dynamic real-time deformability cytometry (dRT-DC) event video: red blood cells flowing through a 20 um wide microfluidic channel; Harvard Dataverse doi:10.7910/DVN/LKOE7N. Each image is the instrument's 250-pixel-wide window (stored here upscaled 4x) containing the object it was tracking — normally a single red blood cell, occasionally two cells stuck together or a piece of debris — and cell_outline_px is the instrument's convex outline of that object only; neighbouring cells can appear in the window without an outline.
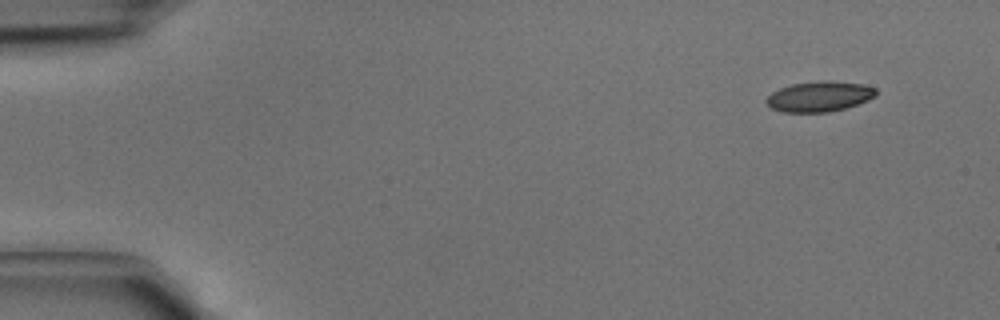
{"species": "common noctule bat (a hibernating species)", "species_latin": "Nyctalus noctula", "temperature_condition": "cold", "stored_images_in_passage": 4, "camera_frame_rate_fps": 3000, "um_per_image_px": 0.085, "animal": {"sex": "male", "body_mass_g": 15.6}, "frame": {"image": 1, "passage_image": 1, "time_ms": 0.0, "image_size_px": [1000, 320], "cell_outline_px": [[876, 96], [868, 100], [844, 108], [828, 112], [784, 112], [772, 108], [764, 100], [772, 92], [780, 88], [792, 84], [824, 80], [860, 84], [876, 88]], "centroid_in_image_um": [69.63, 8.2], "position_along_channel_um": 15.4, "area_um2": 19.13}}
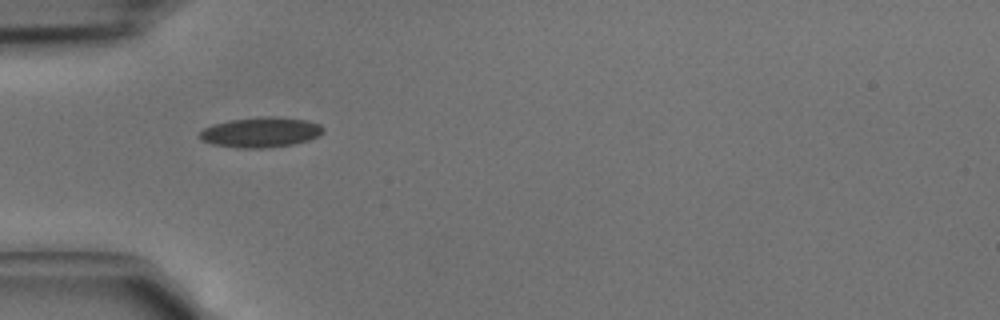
{"frame": {"image": 2, "passage_image": 4, "time_ms": 1.0, "image_size_px": [1000, 320], "cell_outline_px": [[324, 132], [308, 140], [292, 144], [268, 148], [236, 148], [212, 144], [200, 140], [196, 136], [204, 128], [212, 124], [228, 120], [260, 116], [268, 116], [308, 120], [320, 124], [324, 128]], "centroid_in_image_um": [22.11, 11.24], "position_along_channel_um": 62.9, "area_um2": 21.96}}